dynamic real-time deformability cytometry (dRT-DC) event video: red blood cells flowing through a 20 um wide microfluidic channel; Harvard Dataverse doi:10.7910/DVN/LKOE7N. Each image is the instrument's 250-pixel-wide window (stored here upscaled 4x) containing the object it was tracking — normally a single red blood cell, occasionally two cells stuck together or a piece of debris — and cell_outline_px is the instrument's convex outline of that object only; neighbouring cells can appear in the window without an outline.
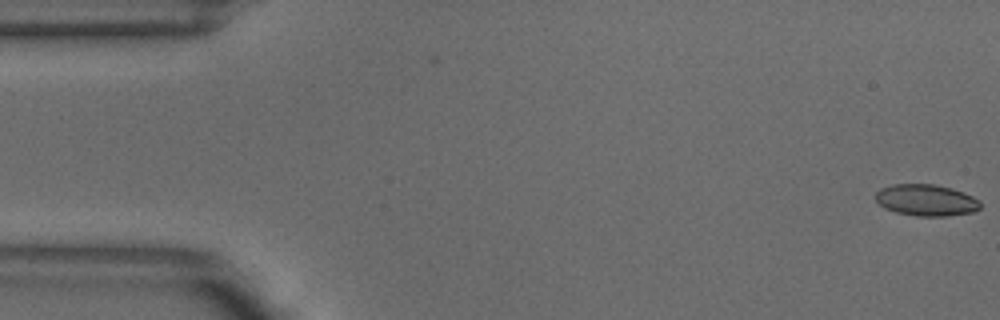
{"species": "common noctule bat (a hibernating species)", "species_latin": "Nyctalus noctula", "temperature_condition": "warm", "stored_images_in_passage": 51, "camera_frame_rate_fps": 3000, "um_per_image_px": 0.085, "animal": {"sex": "male", "body_mass_g": 18.8}, "frame": {"image": 1, "passage_image": 1, "time_ms": 0.0, "image_size_px": [1000, 320], "cell_outline_px": [[980, 208], [972, 212], [948, 216], [916, 216], [896, 212], [884, 208], [876, 200], [876, 192], [880, 188], [892, 184], [932, 184], [952, 188], [964, 192], [980, 200]], "centroid_in_image_um": [78.73, 17.01], "position_along_channel_um": 6.3, "area_um2": 19.31}}
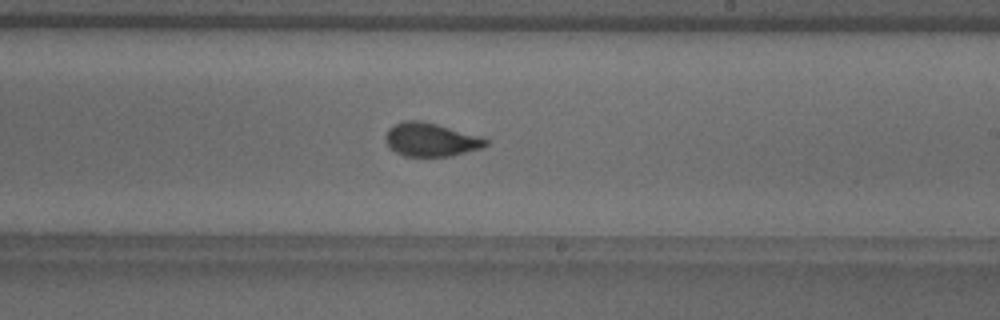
{"frame": {"image": 2, "passage_image": 30, "time_ms": 9.667, "image_size_px": [1000, 320], "cell_outline_px": [[488, 144], [484, 148], [452, 156], [404, 156], [396, 152], [388, 144], [388, 128], [404, 120], [420, 120], [436, 124], [480, 136], [488, 140]], "centroid_in_image_um": [36.69, 11.88], "position_along_channel_um": 252.3, "area_um2": 19.31}}
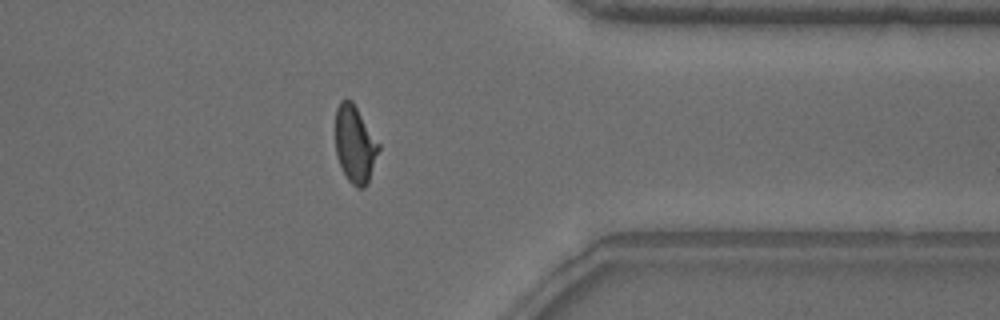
{"frame": {"image": 3, "passage_image": 41, "time_ms": 13.333, "image_size_px": [1000, 320], "cell_outline_px": [[380, 148], [368, 184], [364, 188], [356, 188], [348, 180], [336, 156], [336, 108], [340, 100], [352, 100], [380, 144]], "centroid_in_image_um": [30.18, 12.28], "position_along_channel_um": 381.2, "area_um2": 19.48}, "authors_computed_cell_mechanics": {"area_um2": 19.652, "velocity_mm_per_s": 3.8776, "shape_relaxation_time_tau1_ms": 5.0148, "shape_relaxation_time_tau2_ms": 0.8439, "deformation_change_tau1": 0.1524, "deformation_change_tau2": 0.0586}}